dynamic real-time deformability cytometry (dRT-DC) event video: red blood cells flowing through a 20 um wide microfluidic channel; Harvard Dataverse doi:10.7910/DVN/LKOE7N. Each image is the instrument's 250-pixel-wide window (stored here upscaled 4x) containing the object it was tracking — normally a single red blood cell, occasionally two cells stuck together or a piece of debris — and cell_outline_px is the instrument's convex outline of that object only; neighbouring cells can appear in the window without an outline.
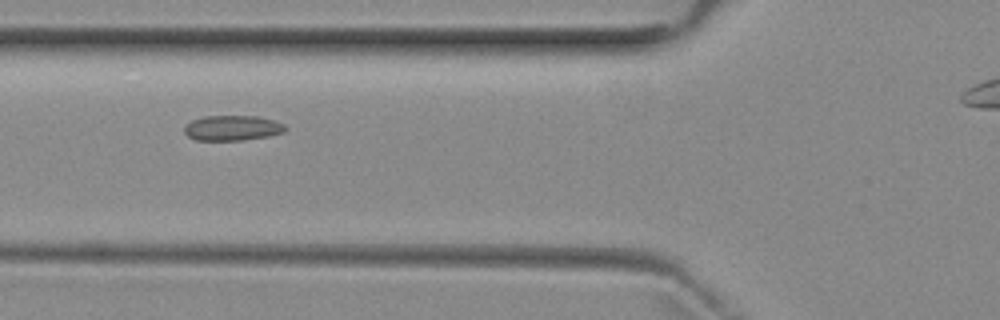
{"species": "common noctule bat (a hibernating species)", "species_latin": "Nyctalus noctula", "temperature_condition": "room temperature", "stored_images_in_passage": 7, "camera_frame_rate_fps": 3000, "um_per_image_px": 0.085, "animal": {"sex": "female", "body_mass_g": 29.2, "forearm_length_mm": 56.3}, "frame": {"image": 1, "passage_image": 6, "time_ms": 5.667, "image_size_px": [1000, 320], "cell_outline_px": [[288, 128], [284, 132], [268, 136], [244, 140], [196, 140], [188, 136], [184, 132], [184, 124], [192, 120], [204, 116], [256, 116], [272, 120], [284, 124]], "centroid_in_image_um": [19.73, 10.88], "position_along_channel_um": 106.1, "area_um2": 14.85}}
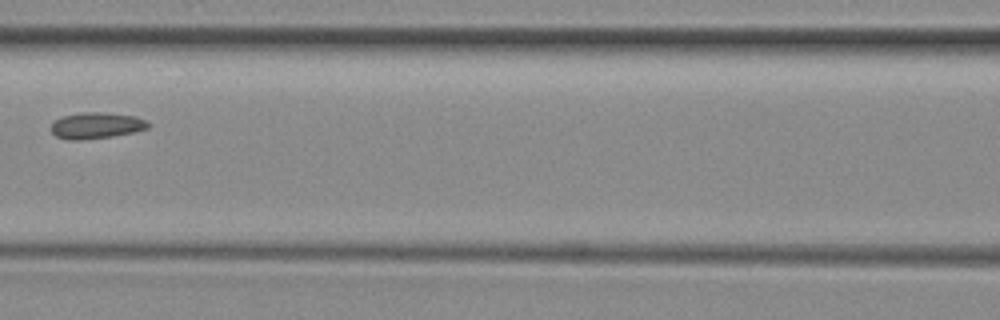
{"frame": {"image": 2, "passage_image": 7, "time_ms": 7.0, "image_size_px": [1000, 320], "cell_outline_px": [[148, 128], [132, 132], [112, 136], [80, 140], [68, 140], [56, 136], [48, 128], [56, 120], [64, 116], [80, 112], [104, 112], [136, 116], [144, 120], [148, 124]], "centroid_in_image_um": [8.14, 10.66], "position_along_channel_um": 158.5, "area_um2": 14.74}}